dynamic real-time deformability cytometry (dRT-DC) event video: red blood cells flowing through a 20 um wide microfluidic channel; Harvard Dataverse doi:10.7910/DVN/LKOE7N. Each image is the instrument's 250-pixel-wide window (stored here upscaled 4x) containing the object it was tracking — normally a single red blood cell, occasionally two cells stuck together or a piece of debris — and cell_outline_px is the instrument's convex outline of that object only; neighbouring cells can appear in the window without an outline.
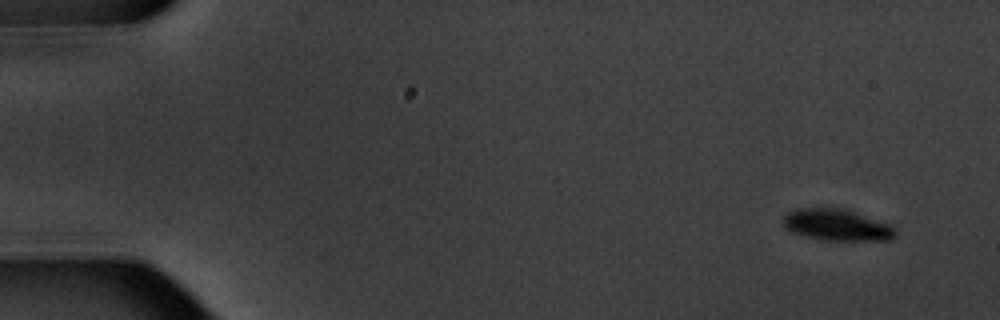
{"species": "common noctule bat (a hibernating species)", "species_latin": "Nyctalus noctula", "temperature_condition": "warm", "stored_images_in_passage": 5, "camera_frame_rate_fps": 3000, "um_per_image_px": 0.085, "animal": {"sex": "male", "body_mass_g": 20.1, "forearm_length_mm": 53.5}, "frame": {"image": 1, "passage_image": 1, "time_ms": 0.0, "image_size_px": [1000, 320], "cell_outline_px": [[896, 236], [892, 240], [820, 240], [804, 236], [792, 232], [784, 228], [784, 216], [788, 212], [796, 208], [844, 208], [892, 224], [896, 228]], "centroid_in_image_um": [71.17, 19.12], "position_along_channel_um": 13.8, "area_um2": 20.92}}
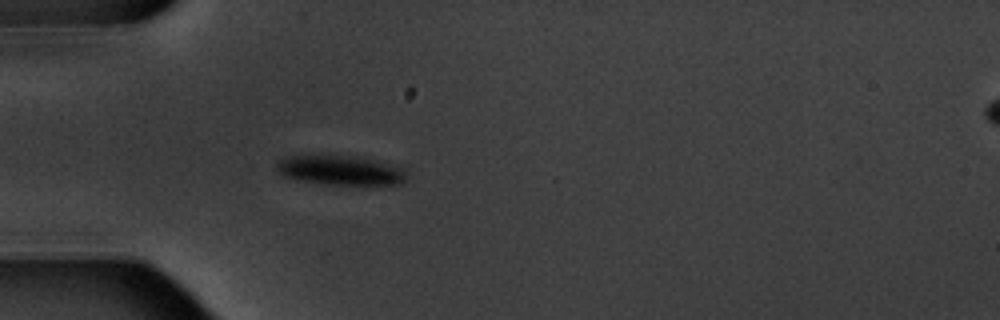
{"frame": {"image": 2, "passage_image": 5, "time_ms": 4.667, "image_size_px": [1000, 320], "cell_outline_px": [[404, 180], [400, 184], [328, 184], [296, 180], [284, 176], [276, 168], [276, 164], [280, 160], [292, 156], [348, 156], [372, 160], [392, 164], [404, 168]], "centroid_in_image_um": [28.92, 14.48], "position_along_channel_um": 56.1, "area_um2": 21.73}}